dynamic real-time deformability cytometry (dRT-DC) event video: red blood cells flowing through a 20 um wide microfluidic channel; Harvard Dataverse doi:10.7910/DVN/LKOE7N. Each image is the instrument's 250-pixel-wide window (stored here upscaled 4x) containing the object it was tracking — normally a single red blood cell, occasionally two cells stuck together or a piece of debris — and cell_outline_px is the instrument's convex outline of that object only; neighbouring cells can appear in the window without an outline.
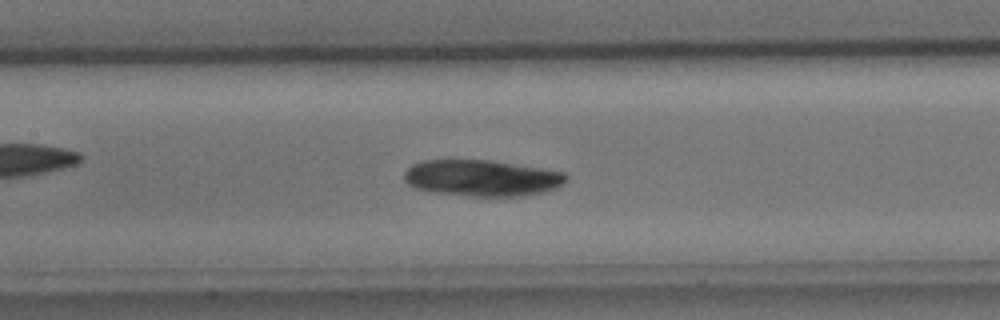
{"species": "common noctule bat (a hibernating species)", "species_latin": "Nyctalus noctula", "temperature_condition": "cold", "stored_images_in_passage": 50, "camera_frame_rate_fps": 3000, "um_per_image_px": 0.085, "animal": {"sex": "male", "body_mass_g": 15.6}, "frame": {"image": 1, "passage_image": 24, "time_ms": 7.667, "image_size_px": [1000, 320], "cell_outline_px": [[568, 180], [564, 184], [556, 188], [544, 192], [524, 196], [468, 196], [428, 192], [416, 188], [408, 184], [404, 180], [404, 172], [412, 164], [424, 160], [488, 160], [540, 168], [564, 172], [568, 176]], "centroid_in_image_um": [40.96, 15.14], "position_along_channel_um": 166.4, "area_um2": 34.51}}
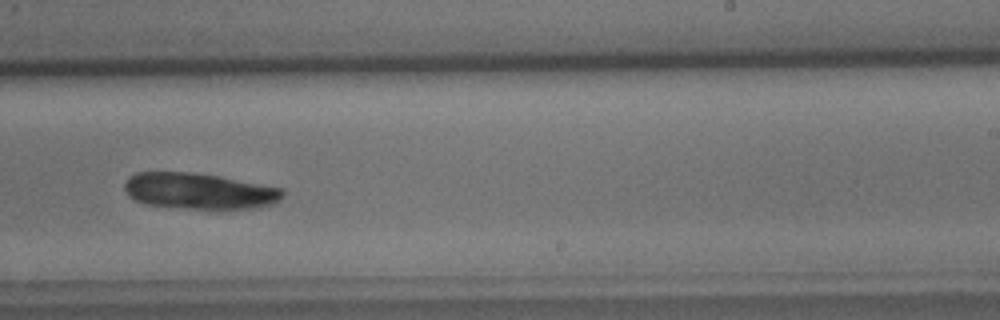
{"frame": {"image": 2, "passage_image": 32, "time_ms": 10.333, "image_size_px": [1000, 320], "cell_outline_px": [[284, 196], [280, 200], [272, 204], [260, 208], [184, 208], [148, 204], [136, 200], [128, 196], [124, 188], [124, 184], [128, 176], [136, 172], [196, 172], [220, 176], [280, 188], [284, 192]], "centroid_in_image_um": [16.91, 16.22], "position_along_channel_um": 272.1, "area_um2": 33.18}}
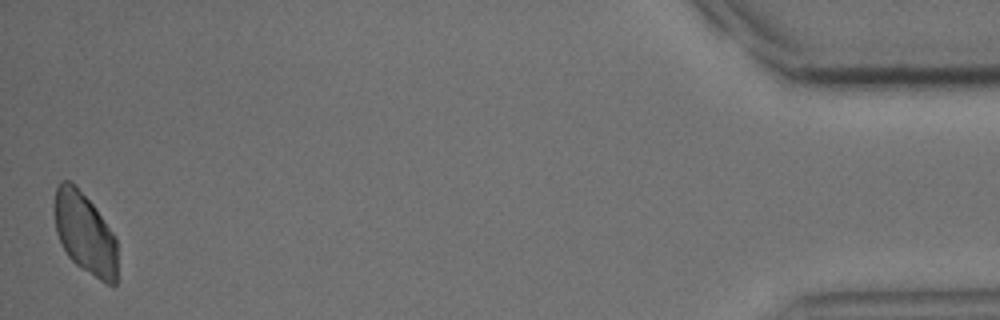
{"frame": {"image": 3, "passage_image": 50, "time_ms": 16.333, "image_size_px": [1000, 320], "cell_outline_px": [[116, 284], [108, 284], [100, 280], [76, 264], [68, 256], [56, 232], [56, 188], [60, 180], [72, 180], [76, 184], [96, 208], [116, 236]], "centroid_in_image_um": [7.24, 19.8], "position_along_channel_um": 428.0, "area_um2": 29.48}}